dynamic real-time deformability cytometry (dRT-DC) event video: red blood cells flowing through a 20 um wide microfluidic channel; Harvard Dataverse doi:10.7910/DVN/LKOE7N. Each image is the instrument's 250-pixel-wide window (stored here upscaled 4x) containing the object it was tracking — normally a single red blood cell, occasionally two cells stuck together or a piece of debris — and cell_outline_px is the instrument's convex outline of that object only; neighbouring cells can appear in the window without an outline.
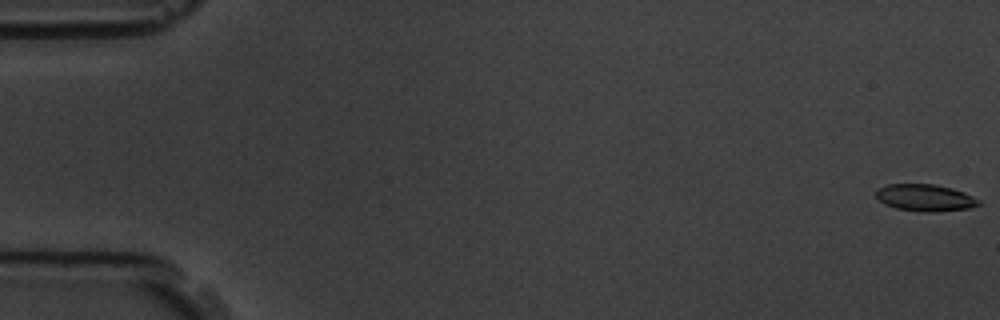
{"species": "common noctule bat (a hibernating species)", "species_latin": "Nyctalus noctula", "temperature_condition": "room temperature", "stored_images_in_passage": 6, "camera_frame_rate_fps": 3000, "um_per_image_px": 0.085, "animal": {"sex": "male", "body_mass_g": 19.5, "forearm_length_mm": 54.6}, "frame": {"image": 1, "passage_image": 1, "time_ms": 0.0, "image_size_px": [1000, 320], "cell_outline_px": [[980, 204], [972, 208], [932, 212], [928, 212], [896, 208], [884, 204], [876, 196], [876, 192], [880, 188], [888, 184], [936, 184], [952, 188], [964, 192], [980, 200]], "centroid_in_image_um": [78.67, 16.8], "position_along_channel_um": 6.3, "area_um2": 16.01}}
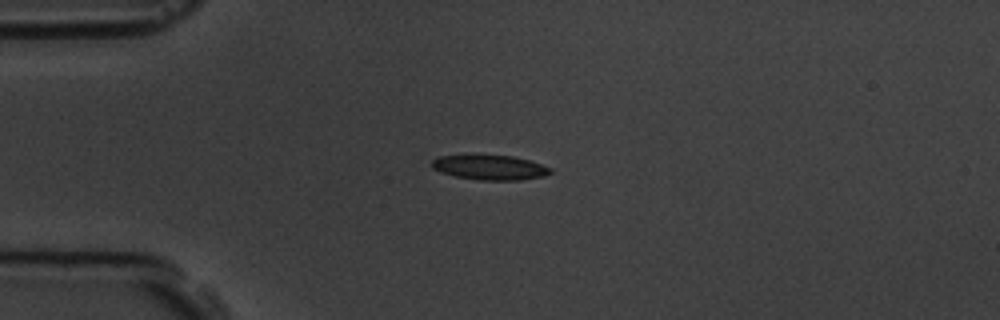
{"frame": {"image": 2, "passage_image": 5, "time_ms": 4.667, "image_size_px": [1000, 320], "cell_outline_px": [[552, 172], [544, 176], [520, 180], [480, 180], [456, 176], [440, 172], [432, 168], [432, 160], [440, 156], [476, 152], [512, 156], [528, 160], [552, 168]], "centroid_in_image_um": [41.59, 14.18], "position_along_channel_um": 43.4, "area_um2": 17.8}}